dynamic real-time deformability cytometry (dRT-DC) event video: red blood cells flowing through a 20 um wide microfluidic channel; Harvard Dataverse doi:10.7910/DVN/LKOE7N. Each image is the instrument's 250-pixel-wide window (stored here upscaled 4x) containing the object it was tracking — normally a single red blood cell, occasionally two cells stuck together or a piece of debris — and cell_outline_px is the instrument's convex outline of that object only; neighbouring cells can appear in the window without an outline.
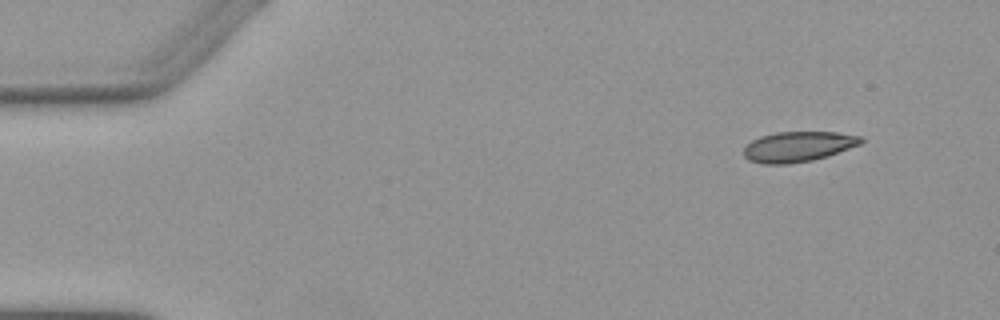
{"species": "Egyptian fruit bat (a non-hibernating species)", "species_latin": "Rousettus aegyptiacus", "temperature_condition": "warm", "stored_images_in_passage": 4, "camera_frame_rate_fps": 3000, "um_per_image_px": 0.085, "animal": {"sex": "female"}, "frame": {"image": 1, "passage_image": 1, "time_ms": 0.0, "image_size_px": [1000, 320], "cell_outline_px": [[864, 140], [860, 144], [828, 156], [812, 160], [788, 164], [764, 164], [748, 160], [744, 156], [744, 148], [752, 140], [760, 136], [776, 132], [836, 132], [864, 136]], "centroid_in_image_um": [67.85, 12.46], "position_along_channel_um": 17.1, "area_um2": 20.75}}
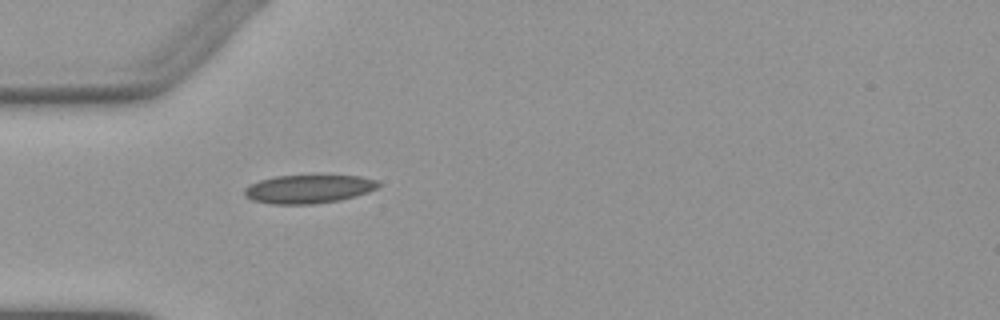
{"frame": {"image": 2, "passage_image": 4, "time_ms": 3.667, "image_size_px": [1000, 320], "cell_outline_px": [[380, 184], [376, 188], [368, 192], [356, 196], [340, 200], [312, 204], [272, 204], [252, 200], [244, 196], [244, 188], [248, 184], [260, 180], [276, 176], [360, 176], [376, 180]], "centroid_in_image_um": [26.19, 16.07], "position_along_channel_um": 58.8, "area_um2": 22.14}}